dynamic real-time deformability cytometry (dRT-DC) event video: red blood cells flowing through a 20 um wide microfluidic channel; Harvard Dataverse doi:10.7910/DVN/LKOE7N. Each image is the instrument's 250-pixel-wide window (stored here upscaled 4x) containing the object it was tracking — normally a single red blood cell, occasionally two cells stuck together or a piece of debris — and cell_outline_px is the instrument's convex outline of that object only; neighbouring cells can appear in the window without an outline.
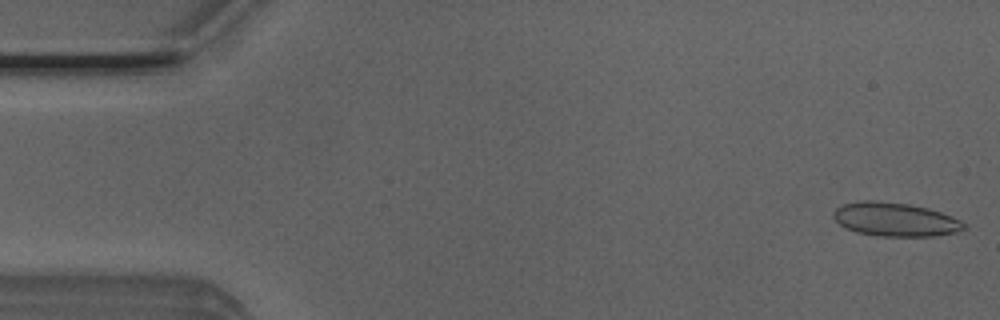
{"species": "Egyptian fruit bat (a non-hibernating species)", "species_latin": "Rousettus aegyptiacus", "temperature_condition": "room temperature", "stored_images_in_passage": 5, "camera_frame_rate_fps": 3000, "um_per_image_px": 0.085, "animal": {"sex": "male"}, "frame": {"image": 1, "passage_image": 1, "time_ms": 0.0, "image_size_px": [1000, 320], "cell_outline_px": [[968, 224], [964, 228], [956, 232], [932, 236], [876, 236], [856, 232], [844, 228], [832, 216], [832, 212], [836, 208], [844, 204], [860, 200], [872, 200], [908, 204], [928, 208], [952, 216]], "centroid_in_image_um": [76.06, 18.65], "position_along_channel_um": 8.9, "area_um2": 25.72}}
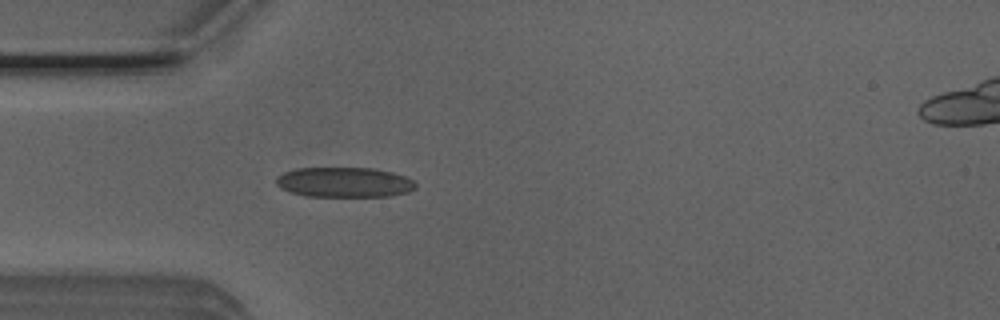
{"frame": {"image": 2, "passage_image": 5, "time_ms": 1.333, "image_size_px": [1000, 320], "cell_outline_px": [[416, 188], [408, 192], [392, 196], [304, 196], [288, 192], [280, 188], [276, 184], [276, 176], [284, 172], [296, 168], [372, 168], [392, 172], [404, 176], [412, 180], [416, 184]], "centroid_in_image_um": [29.23, 15.5], "position_along_channel_um": 55.8, "area_um2": 24.57}}